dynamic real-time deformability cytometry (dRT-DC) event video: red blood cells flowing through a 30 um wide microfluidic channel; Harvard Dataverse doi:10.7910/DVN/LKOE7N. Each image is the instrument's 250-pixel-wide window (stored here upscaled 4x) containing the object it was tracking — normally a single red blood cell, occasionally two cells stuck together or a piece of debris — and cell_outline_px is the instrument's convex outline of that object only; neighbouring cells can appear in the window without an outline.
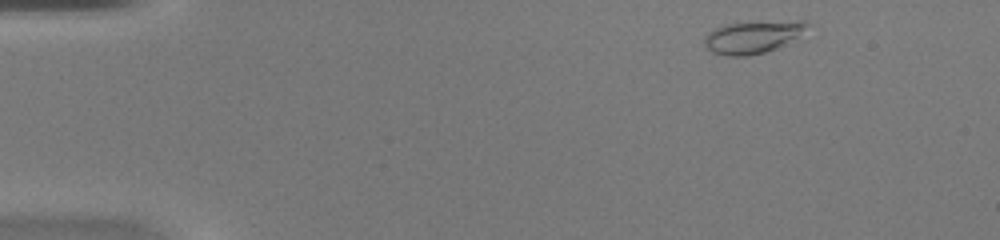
{"species": "common noctule bat (a hibernating species)", "species_latin": "Nyctalus noctula", "temperature_condition": "warm", "stored_images_in_passage": 45, "camera_frame_rate_fps": 3000, "um_per_image_px": 0.085, "animal": {"sex": "female", "body_mass_g": 20.0, "forearm_length_mm": 54.0}, "frame": {"image": 1, "passage_image": 2, "time_ms": 0.333, "image_size_px": [1000, 240], "cell_outline_px": [[812, 24], [796, 36], [784, 44], [776, 48], [764, 52], [748, 56], [728, 56], [712, 52], [704, 44], [704, 36], [712, 28], [724, 24], [800, 20], [804, 20]], "centroid_in_image_um": [63.93, 3.14], "position_along_channel_um": 21.1, "area_um2": 19.25}}
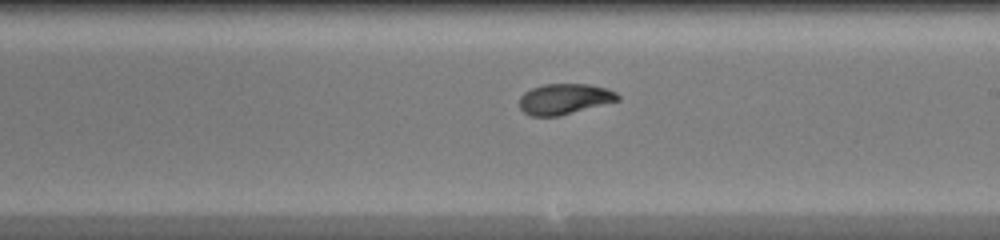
{"frame": {"image": 2, "passage_image": 25, "time_ms": 8.0, "image_size_px": [1000, 240], "cell_outline_px": [[620, 100], [556, 116], [532, 116], [524, 112], [520, 108], [520, 96], [524, 92], [532, 88], [544, 84], [588, 84], [608, 88], [616, 92], [620, 96]], "centroid_in_image_um": [47.98, 8.4], "position_along_channel_um": 241.0, "area_um2": 17.4}}
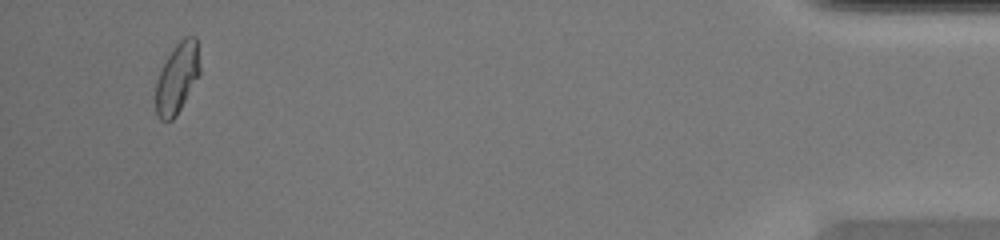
{"frame": {"image": 3, "passage_image": 43, "time_ms": 14.0, "image_size_px": [1000, 240], "cell_outline_px": [[200, 72], [176, 116], [172, 120], [160, 120], [156, 112], [156, 80], [172, 48], [184, 36], [196, 36], [200, 68]], "centroid_in_image_um": [15.05, 6.61], "position_along_channel_um": 420.1, "area_um2": 17.8}, "authors_computed_cell_mechanics": {"area_um2": 17.918, "velocity_mm_per_s": 4.2053, "shape_relaxation_time_tau1_ms": 7.1248, "shape_relaxation_time_tau2_ms": 0.8695, "deformation_change_tau1": 0.2261, "deformation_change_tau2": 0.0501}}